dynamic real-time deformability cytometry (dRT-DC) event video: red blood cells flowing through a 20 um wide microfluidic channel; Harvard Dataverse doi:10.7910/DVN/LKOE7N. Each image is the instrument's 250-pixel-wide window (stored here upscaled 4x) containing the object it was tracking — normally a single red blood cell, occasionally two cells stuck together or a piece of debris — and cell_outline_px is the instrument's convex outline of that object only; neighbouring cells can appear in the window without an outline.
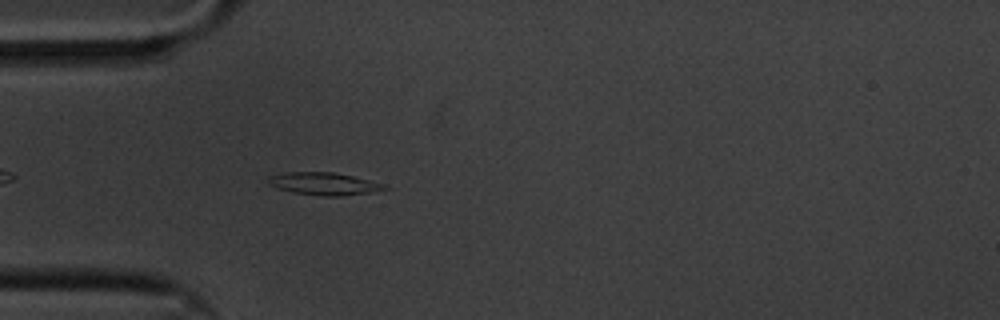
{"species": "common noctule bat (a hibernating species)", "species_latin": "Nyctalus noctula", "temperature_condition": "cold", "stored_images_in_passage": 49, "camera_frame_rate_fps": 3000, "um_per_image_px": 0.085, "animal": {"sex": "male", "body_mass_g": 20.1, "forearm_length_mm": 53.5}, "frame": {"image": 1, "passage_image": 6, "time_ms": 1.667, "image_size_px": [1000, 320], "cell_outline_px": [[388, 188], [372, 192], [340, 196], [324, 196], [292, 192], [268, 184], [268, 176], [288, 172], [332, 172], [352, 176], [368, 180], [380, 184]], "centroid_in_image_um": [27.48, 15.62], "position_along_channel_um": 57.5, "area_um2": 14.85}}
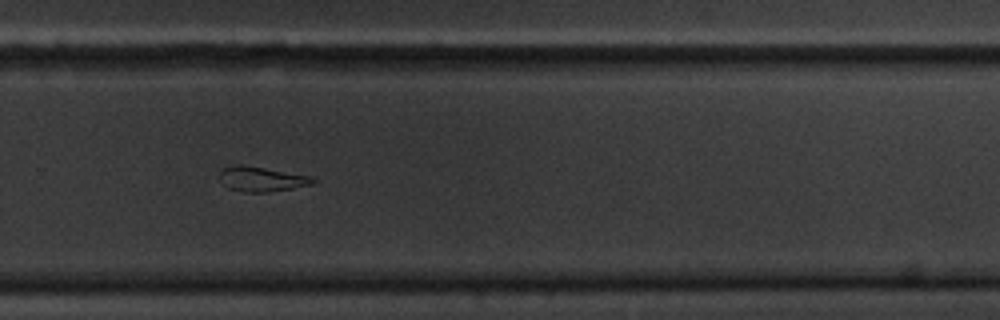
{"frame": {"image": 2, "passage_image": 29, "time_ms": 9.333, "image_size_px": [1000, 320], "cell_outline_px": [[316, 180], [312, 184], [292, 188], [268, 192], [240, 192], [228, 188], [224, 184], [220, 176], [220, 168], [236, 164], [240, 164], [312, 176]], "centroid_in_image_um": [22.21, 15.22], "position_along_channel_um": 307.6, "area_um2": 13.47}}
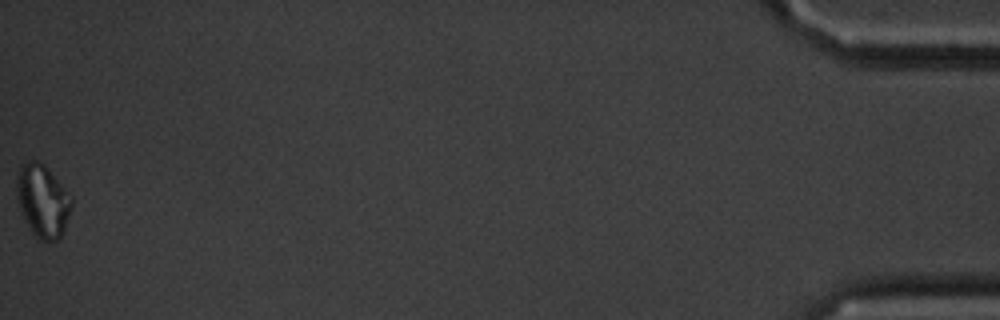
{"frame": {"image": 3, "passage_image": 49, "time_ms": 16.0, "image_size_px": [1000, 320], "cell_outline_px": [[72, 204], [64, 232], [60, 240], [36, 240], [24, 216], [16, 192], [16, 188], [20, 164], [28, 160], [36, 160], [44, 164], [48, 168], [72, 196]], "centroid_in_image_um": [3.66, 17.06], "position_along_channel_um": 431.5, "area_um2": 23.18}}